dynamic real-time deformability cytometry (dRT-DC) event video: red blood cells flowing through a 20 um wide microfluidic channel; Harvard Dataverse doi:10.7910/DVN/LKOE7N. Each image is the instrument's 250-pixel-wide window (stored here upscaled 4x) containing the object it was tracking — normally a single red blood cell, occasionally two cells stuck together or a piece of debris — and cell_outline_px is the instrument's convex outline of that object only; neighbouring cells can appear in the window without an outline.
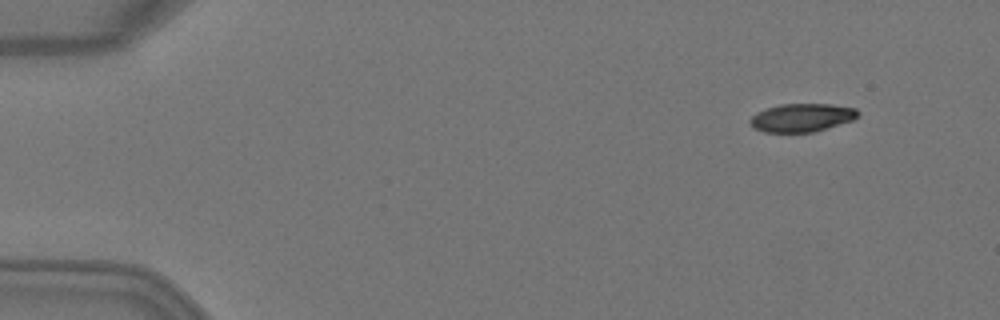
{"species": "Egyptian fruit bat (a non-hibernating species)", "species_latin": "Rousettus aegyptiacus", "temperature_condition": "warm", "stored_images_in_passage": 4, "camera_frame_rate_fps": 3000, "um_per_image_px": 0.085, "animal": {"sex": "female"}, "frame": {"image": 1, "passage_image": 2, "time_ms": 0.333, "image_size_px": [1000, 320], "cell_outline_px": [[860, 112], [852, 120], [812, 132], [764, 132], [752, 128], [748, 124], [748, 120], [756, 112], [764, 108], [780, 104], [832, 104], [856, 108]], "centroid_in_image_um": [68.08, 9.99], "position_along_channel_um": 16.9, "area_um2": 17.86}}
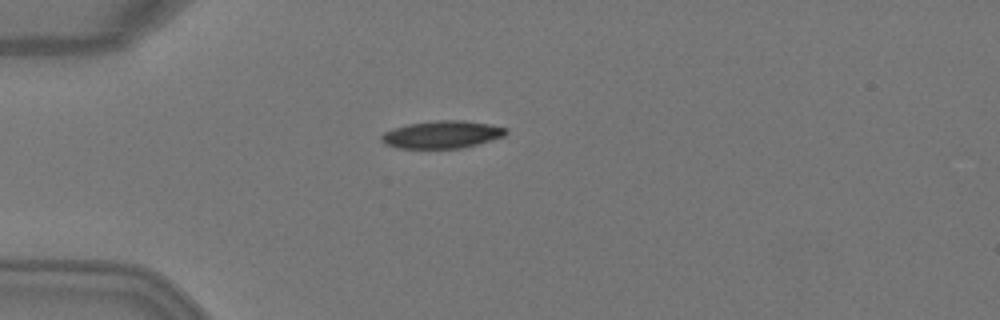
{"frame": {"image": 2, "passage_image": 4, "time_ms": 1.0, "image_size_px": [1000, 320], "cell_outline_px": [[508, 132], [504, 136], [464, 148], [396, 148], [384, 144], [380, 140], [380, 136], [384, 132], [392, 128], [408, 124], [436, 120], [464, 120], [488, 124], [508, 128]], "centroid_in_image_um": [37.54, 11.43], "position_along_channel_um": 47.5, "area_um2": 20.11}}